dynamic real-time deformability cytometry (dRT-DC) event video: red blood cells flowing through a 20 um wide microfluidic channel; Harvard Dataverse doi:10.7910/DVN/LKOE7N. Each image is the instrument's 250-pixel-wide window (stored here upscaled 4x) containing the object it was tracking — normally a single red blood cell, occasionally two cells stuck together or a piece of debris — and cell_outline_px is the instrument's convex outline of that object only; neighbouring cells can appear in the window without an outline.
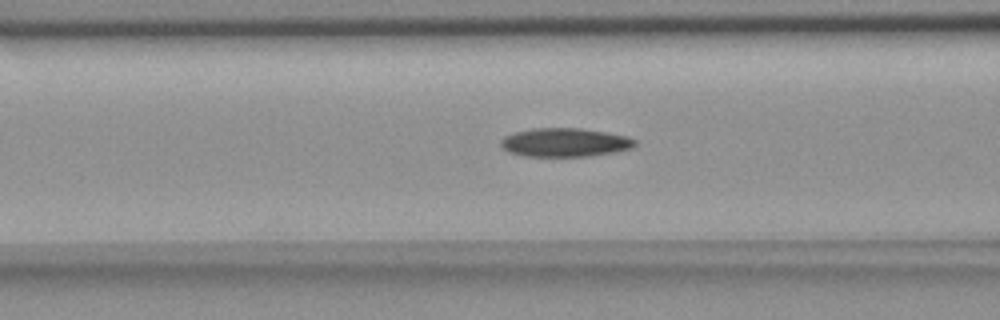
{"species": "common noctule bat (a hibernating species)", "species_latin": "Nyctalus noctula", "temperature_condition": "room temperature", "stored_images_in_passage": 35, "camera_frame_rate_fps": 3000, "um_per_image_px": 0.085, "animal": {"sex": "female", "body_mass_g": 18.4}, "frame": {"image": 1, "passage_image": 10, "time_ms": 3.0, "image_size_px": [1000, 320], "cell_outline_px": [[636, 144], [632, 148], [592, 156], [524, 156], [508, 152], [500, 144], [500, 140], [504, 136], [516, 132], [532, 128], [580, 128], [604, 132], [624, 136], [636, 140]], "centroid_in_image_um": [47.98, 12.11], "position_along_channel_um": 118.6, "area_um2": 22.25}}
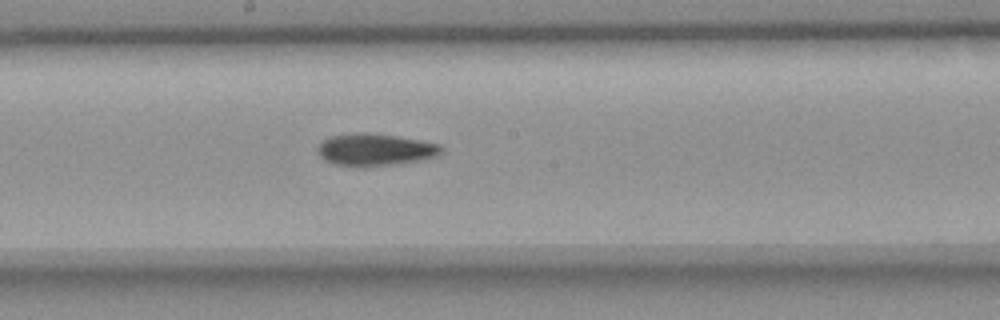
{"frame": {"image": 2, "passage_image": 18, "time_ms": 5.667, "image_size_px": [1000, 320], "cell_outline_px": [[444, 152], [436, 156], [420, 160], [400, 164], [364, 168], [360, 168], [336, 164], [324, 160], [316, 152], [316, 148], [320, 140], [328, 136], [396, 136], [420, 140], [440, 144], [444, 148]], "centroid_in_image_um": [31.9, 12.8], "position_along_channel_um": 216.3, "area_um2": 22.83}}
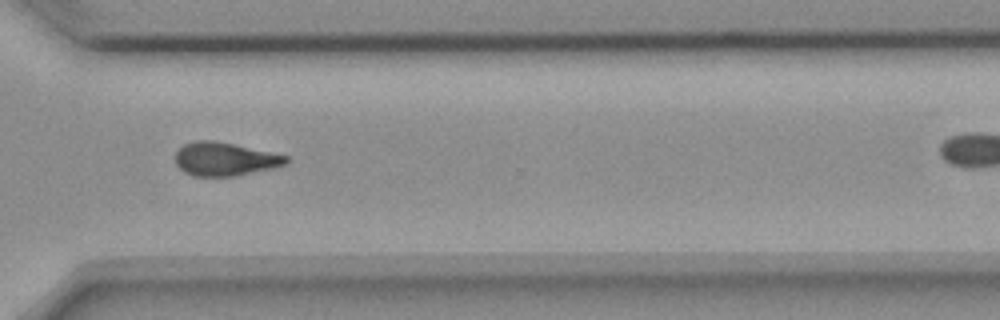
{"frame": {"image": 3, "passage_image": 29, "time_ms": 9.333, "image_size_px": [1000, 320], "cell_outline_px": [[288, 164], [276, 168], [236, 176], [192, 176], [184, 172], [176, 164], [176, 152], [184, 144], [192, 140], [212, 140], [232, 144], [288, 156]], "centroid_in_image_um": [19.11, 13.53], "position_along_channel_um": 351.5, "area_um2": 21.62}}